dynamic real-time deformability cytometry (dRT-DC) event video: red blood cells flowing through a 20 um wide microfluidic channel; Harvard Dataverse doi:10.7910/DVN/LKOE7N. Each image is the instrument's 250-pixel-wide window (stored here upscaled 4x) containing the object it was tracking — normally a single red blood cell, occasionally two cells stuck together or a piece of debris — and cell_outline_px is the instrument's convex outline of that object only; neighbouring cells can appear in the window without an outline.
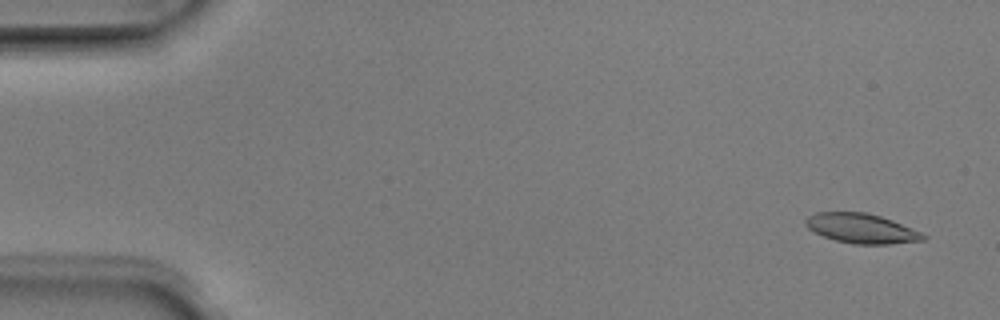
{"species": "Egyptian fruit bat (a non-hibernating species)", "species_latin": "Rousettus aegyptiacus", "temperature_condition": "room temperature", "stored_images_in_passage": 6, "camera_frame_rate_fps": 3000, "um_per_image_px": 0.085, "animal": {"sex": "male"}, "frame": {"image": 1, "passage_image": 1, "time_ms": 0.0, "image_size_px": [1000, 320], "cell_outline_px": [[928, 236], [924, 240], [888, 244], [852, 244], [836, 240], [824, 236], [808, 228], [804, 224], [804, 220], [808, 216], [816, 212], [864, 212], [880, 216], [892, 220], [912, 228]], "centroid_in_image_um": [73.21, 19.41], "position_along_channel_um": 11.8, "area_um2": 20.23}}
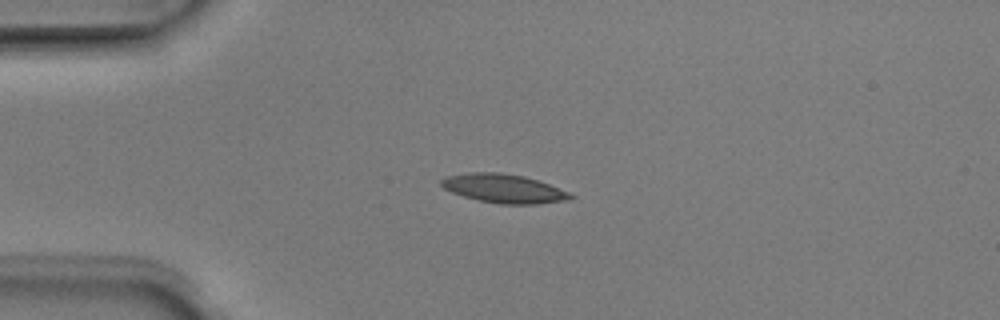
{"frame": {"image": 2, "passage_image": 4, "time_ms": 1.0, "image_size_px": [1000, 320], "cell_outline_px": [[576, 196], [568, 200], [536, 204], [500, 204], [480, 200], [464, 196], [452, 192], [444, 188], [440, 184], [440, 180], [444, 176], [468, 172], [496, 172], [524, 176], [548, 184], [568, 192]], "centroid_in_image_um": [42.79, 16.02], "position_along_channel_um": 42.2, "area_um2": 21.56}}
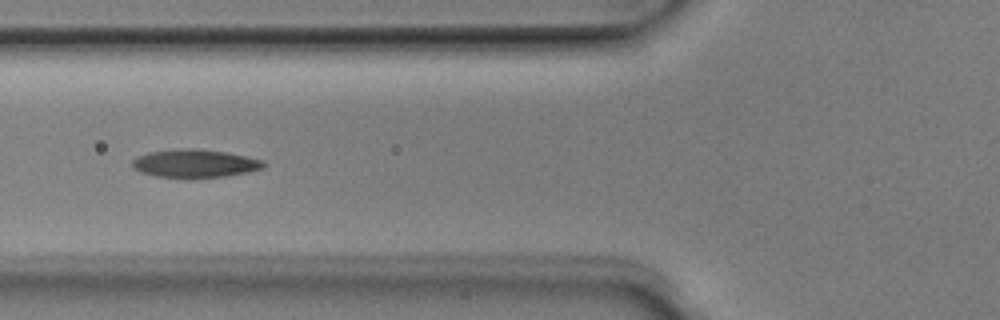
{"frame": {"image": 3, "passage_image": 6, "time_ms": 1.667, "image_size_px": [1000, 320], "cell_outline_px": [[268, 164], [264, 168], [248, 172], [224, 176], [188, 180], [156, 176], [140, 172], [132, 168], [132, 160], [136, 156], [148, 152], [176, 148], [196, 148], [228, 152], [248, 156], [264, 160]], "centroid_in_image_um": [16.57, 13.9], "position_along_channel_um": 109.2, "area_um2": 22.48}}